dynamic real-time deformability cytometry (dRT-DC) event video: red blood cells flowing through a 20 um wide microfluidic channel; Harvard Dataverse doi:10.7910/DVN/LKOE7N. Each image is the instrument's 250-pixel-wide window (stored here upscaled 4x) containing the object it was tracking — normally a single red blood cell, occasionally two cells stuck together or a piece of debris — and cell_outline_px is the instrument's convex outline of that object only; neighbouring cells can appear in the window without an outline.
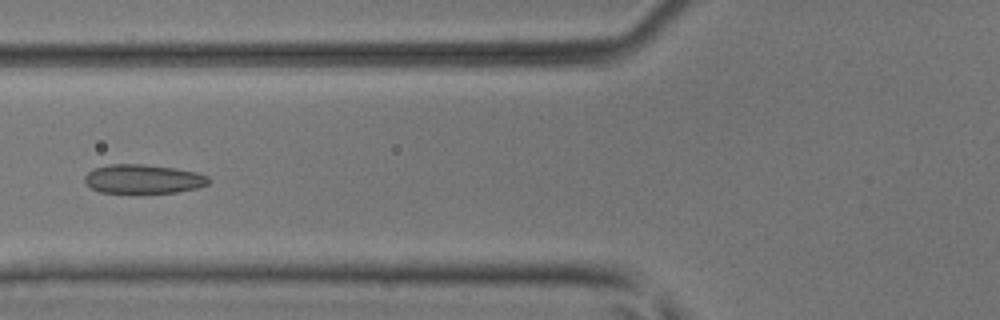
{"species": "common noctule bat (a hibernating species)", "species_latin": "Nyctalus noctula", "temperature_condition": "room temperature", "stored_images_in_passage": 5, "camera_frame_rate_fps": 3000, "um_per_image_px": 0.085, "animal": {"sex": "male", "body_mass_g": 17.9, "forearm_length_mm": 54.2}, "frame": {"image": 1, "passage_image": 5, "time_ms": 1.333, "image_size_px": [1000, 320], "cell_outline_px": [[212, 180], [208, 184], [196, 188], [176, 192], [140, 196], [132, 196], [100, 192], [92, 188], [84, 180], [84, 176], [88, 172], [96, 168], [112, 164], [144, 164], [176, 168], [196, 172], [208, 176]], "centroid_in_image_um": [12.18, 15.27], "position_along_channel_um": 113.6, "area_um2": 21.96}}